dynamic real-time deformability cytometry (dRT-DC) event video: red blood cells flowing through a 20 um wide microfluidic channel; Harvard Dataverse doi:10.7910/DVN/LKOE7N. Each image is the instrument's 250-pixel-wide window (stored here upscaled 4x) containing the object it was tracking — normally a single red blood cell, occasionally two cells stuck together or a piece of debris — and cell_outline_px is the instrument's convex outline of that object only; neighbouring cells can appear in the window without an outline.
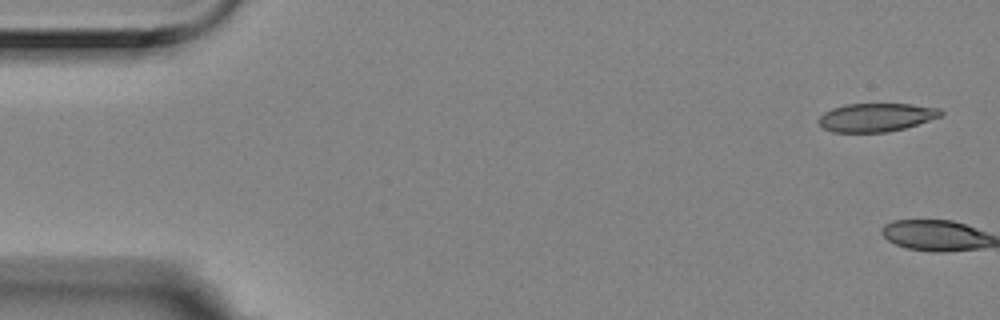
{"species": "Egyptian fruit bat (a non-hibernating species)", "species_latin": "Rousettus aegyptiacus", "temperature_condition": "room temperature", "stored_images_in_passage": 6, "camera_frame_rate_fps": 3000, "um_per_image_px": 0.085, "animal": {"sex": "female"}, "frame": {"image": 1, "passage_image": 1, "time_ms": 0.0, "image_size_px": [1000, 320], "cell_outline_px": [[944, 112], [940, 116], [904, 128], [888, 132], [832, 132], [824, 128], [816, 120], [824, 112], [832, 108], [844, 104], [912, 104], [940, 108]], "centroid_in_image_um": [74.44, 9.97], "position_along_channel_um": 10.6, "area_um2": 20.17}}